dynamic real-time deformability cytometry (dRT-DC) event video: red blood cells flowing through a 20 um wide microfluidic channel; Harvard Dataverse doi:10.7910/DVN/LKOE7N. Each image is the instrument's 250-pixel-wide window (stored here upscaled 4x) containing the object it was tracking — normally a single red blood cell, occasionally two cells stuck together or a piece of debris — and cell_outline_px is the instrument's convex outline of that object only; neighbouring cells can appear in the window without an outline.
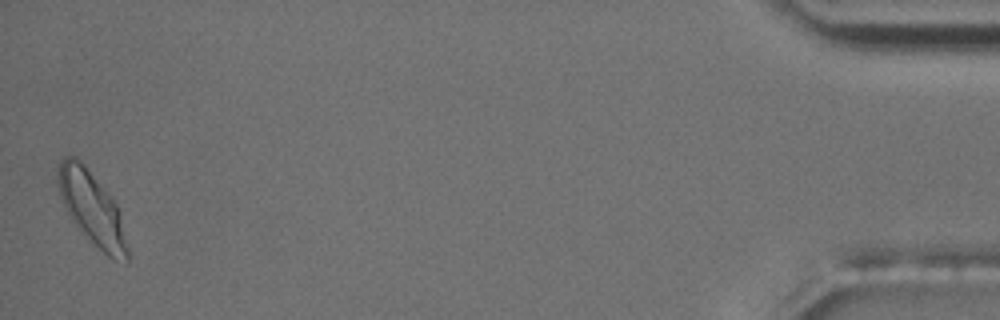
{"species": "common noctule bat (a hibernating species)", "species_latin": "Nyctalus noctula", "temperature_condition": "room temperature", "stored_images_in_passage": 55, "camera_frame_rate_fps": 3000, "um_per_image_px": 0.085, "animal": {"sex": "male", "body_mass_g": 17.5, "forearm_length_mm": 52.3}, "frame": {"image": 1, "passage_image": 55, "time_ms": 18.0, "image_size_px": [1000, 320], "cell_outline_px": [[128, 264], [112, 260], [80, 232], [72, 220], [60, 196], [56, 184], [56, 176], [60, 160], [64, 156], [76, 156], [84, 164], [112, 196], [120, 212], [128, 248]], "centroid_in_image_um": [7.81, 17.71], "position_along_channel_um": 427.4, "area_um2": 30.06}, "authors_computed_cell_mechanics": {"area_um2": 23.2356, "velocity_mm_per_s": 3.5835, "shape_relaxation_time_tau1_ms": 3.9857, "shape_relaxation_time_tau2_ms": 1.8352, "deformation_change_tau1": 0.1462, "deformation_change_tau2": 0.0522}}